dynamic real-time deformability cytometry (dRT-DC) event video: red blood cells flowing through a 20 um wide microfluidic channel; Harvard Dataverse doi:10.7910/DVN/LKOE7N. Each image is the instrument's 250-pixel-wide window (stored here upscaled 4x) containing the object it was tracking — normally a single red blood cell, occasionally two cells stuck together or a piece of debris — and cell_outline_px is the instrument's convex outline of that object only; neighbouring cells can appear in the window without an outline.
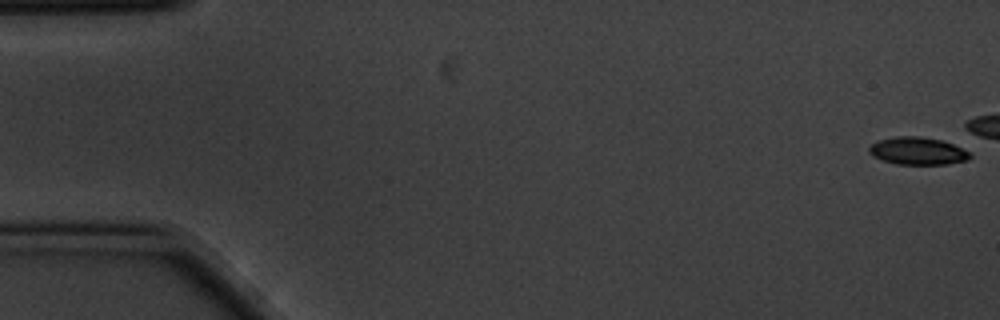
{"species": "common noctule bat (a hibernating species)", "species_latin": "Nyctalus noctula", "temperature_condition": "cold", "stored_images_in_passage": 6, "camera_frame_rate_fps": 3000, "um_per_image_px": 0.085, "animal": {"sex": "male", "body_mass_g": 20.1, "forearm_length_mm": 53.5}, "frame": {"image": 1, "passage_image": 1, "time_ms": 0.0, "image_size_px": [1000, 320], "cell_outline_px": [[972, 156], [968, 160], [948, 164], [896, 164], [872, 156], [868, 152], [868, 148], [872, 144], [880, 140], [896, 136], [920, 136], [940, 140], [952, 144], [972, 152]], "centroid_in_image_um": [78.03, 12.83], "position_along_channel_um": 7.0, "area_um2": 16.18}}